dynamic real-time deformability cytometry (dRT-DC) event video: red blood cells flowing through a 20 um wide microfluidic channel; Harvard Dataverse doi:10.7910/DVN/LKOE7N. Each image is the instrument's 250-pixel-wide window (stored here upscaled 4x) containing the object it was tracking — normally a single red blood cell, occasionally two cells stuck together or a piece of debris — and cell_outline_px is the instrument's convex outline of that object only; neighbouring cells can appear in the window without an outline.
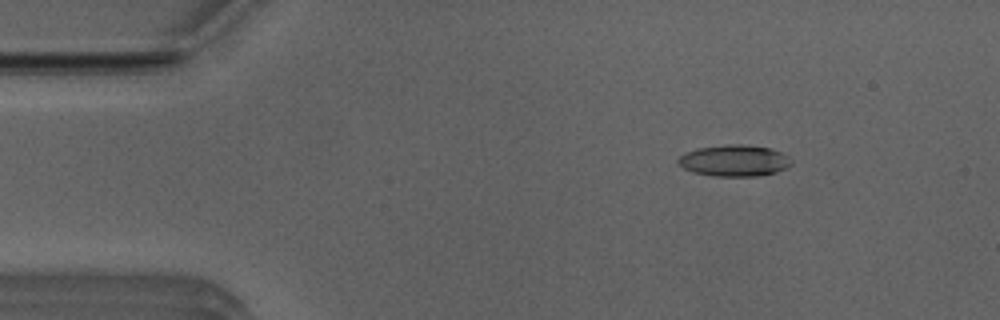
{"species": "Egyptian fruit bat (a non-hibernating species)", "species_latin": "Rousettus aegyptiacus", "temperature_condition": "room temperature", "stored_images_in_passage": 45, "camera_frame_rate_fps": 3000, "um_per_image_px": 0.085, "animal": {"sex": "male"}, "frame": {"image": 1, "passage_image": 1, "time_ms": 0.0, "image_size_px": [1000, 320], "cell_outline_px": [[792, 164], [788, 168], [776, 172], [756, 176], [712, 176], [692, 172], [684, 168], [676, 160], [684, 152], [700, 148], [728, 144], [740, 144], [772, 148], [788, 156], [792, 160]], "centroid_in_image_um": [62.43, 13.65], "position_along_channel_um": 22.6, "area_um2": 20.81}}
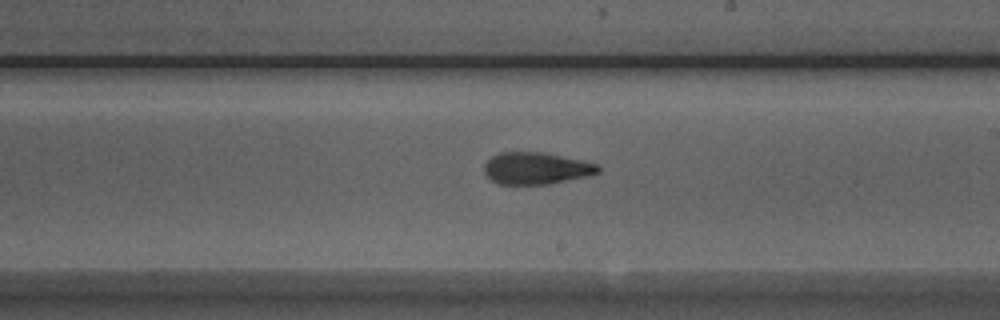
{"frame": {"image": 2, "passage_image": 23, "time_ms": 7.333, "image_size_px": [1000, 320], "cell_outline_px": [[600, 172], [588, 176], [548, 184], [496, 184], [484, 172], [484, 164], [492, 156], [500, 152], [540, 152], [600, 164]], "centroid_in_image_um": [45.57, 14.31], "position_along_channel_um": 243.4, "area_um2": 21.1}}
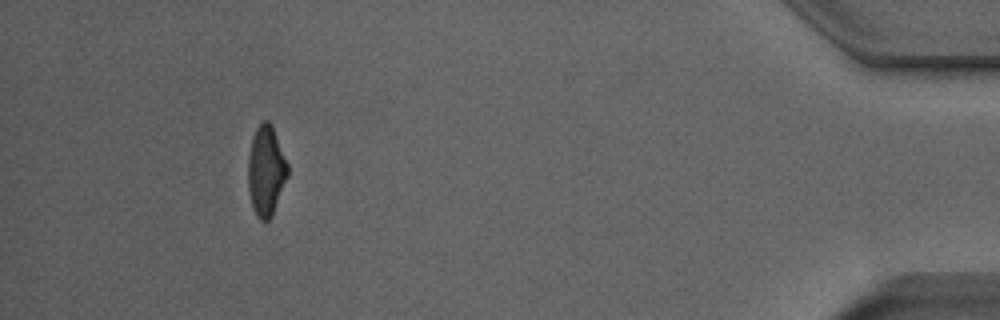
{"frame": {"image": 3, "passage_image": 41, "time_ms": 13.333, "image_size_px": [1000, 320], "cell_outline_px": [[288, 176], [272, 216], [268, 220], [260, 220], [256, 216], [252, 208], [248, 188], [248, 156], [252, 136], [256, 128], [264, 120], [268, 120], [272, 124], [288, 164]], "centroid_in_image_um": [22.61, 14.51], "position_along_channel_um": 412.6, "area_um2": 20.98}, "authors_computed_cell_mechanics": {"area_um2": 21.097, "velocity_mm_per_s": 3.9715, "shape_relaxation_time_tau1_ms": 7.1115, "shape_relaxation_time_tau2_ms": 2.4267, "deformation_change_tau1": 0.2088, "deformation_change_tau2": 0.1143}}